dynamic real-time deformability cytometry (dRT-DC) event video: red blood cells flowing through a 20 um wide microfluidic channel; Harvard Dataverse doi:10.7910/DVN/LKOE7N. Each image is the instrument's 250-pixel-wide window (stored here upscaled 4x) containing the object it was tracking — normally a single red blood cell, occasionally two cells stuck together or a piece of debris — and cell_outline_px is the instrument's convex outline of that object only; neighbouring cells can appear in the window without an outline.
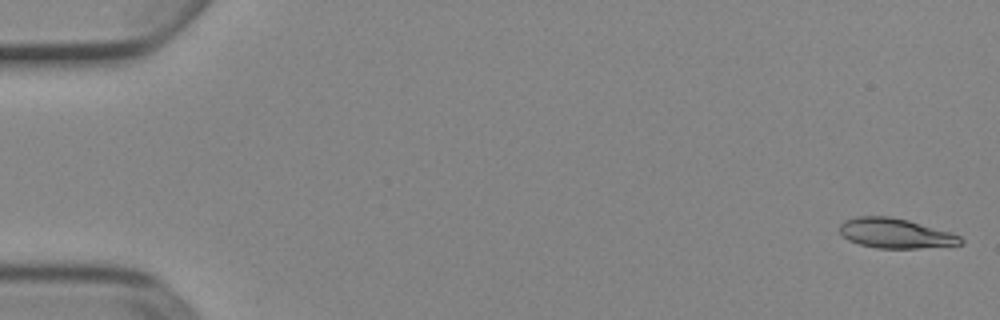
{"species": "Egyptian fruit bat (a non-hibernating species)", "species_latin": "Rousettus aegyptiacus", "temperature_condition": "cold", "stored_images_in_passage": 52, "camera_frame_rate_fps": 3000, "um_per_image_px": 0.085, "animal": {"sex": "female"}, "frame": {"image": 1, "passage_image": 1, "time_ms": 0.0, "image_size_px": [1000, 320], "cell_outline_px": [[964, 244], [916, 248], [876, 248], [860, 244], [848, 240], [840, 232], [840, 224], [844, 220], [856, 216], [888, 216], [908, 220], [952, 232], [960, 236], [964, 240]], "centroid_in_image_um": [76.12, 19.82], "position_along_channel_um": 8.9, "area_um2": 21.04}}
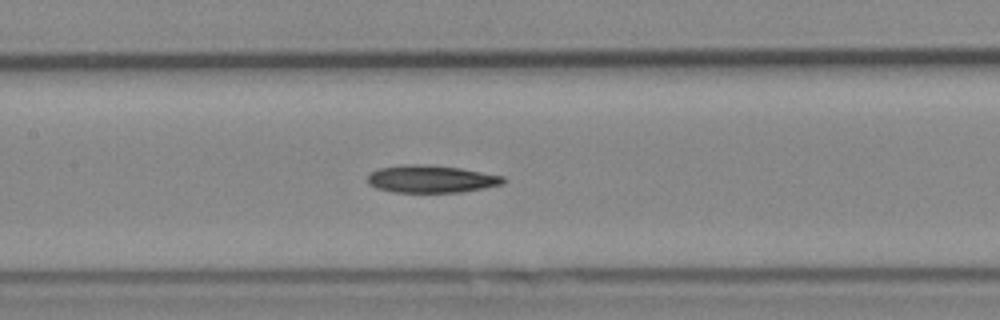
{"frame": {"image": 2, "passage_image": 25, "time_ms": 8.0, "image_size_px": [1000, 320], "cell_outline_px": [[508, 180], [504, 184], [484, 188], [460, 192], [392, 192], [376, 188], [368, 184], [368, 176], [372, 172], [380, 168], [404, 164], [416, 164], [460, 168], [504, 176]], "centroid_in_image_um": [36.68, 15.22], "position_along_channel_um": 170.7, "area_um2": 21.68}}
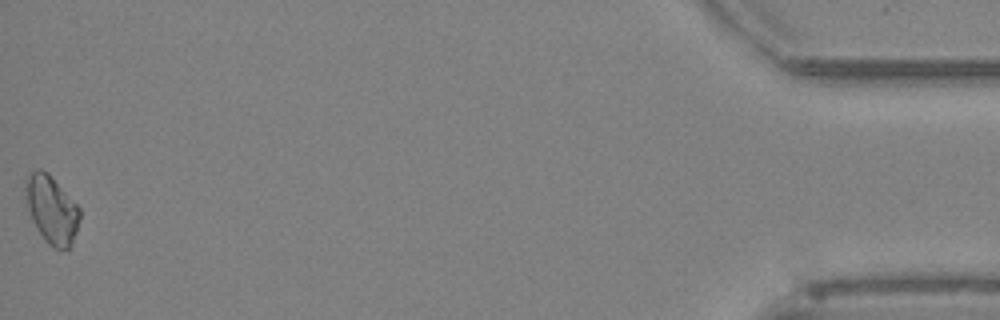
{"frame": {"image": 3, "passage_image": 52, "time_ms": 17.0, "image_size_px": [1000, 320], "cell_outline_px": [[80, 216], [76, 232], [72, 244], [68, 248], [56, 248], [48, 244], [44, 240], [36, 228], [32, 220], [28, 208], [24, 188], [24, 180], [28, 172], [36, 168], [40, 168], [48, 172], [80, 208]], "centroid_in_image_um": [4.36, 17.76], "position_along_channel_um": 430.8, "area_um2": 21.56}}